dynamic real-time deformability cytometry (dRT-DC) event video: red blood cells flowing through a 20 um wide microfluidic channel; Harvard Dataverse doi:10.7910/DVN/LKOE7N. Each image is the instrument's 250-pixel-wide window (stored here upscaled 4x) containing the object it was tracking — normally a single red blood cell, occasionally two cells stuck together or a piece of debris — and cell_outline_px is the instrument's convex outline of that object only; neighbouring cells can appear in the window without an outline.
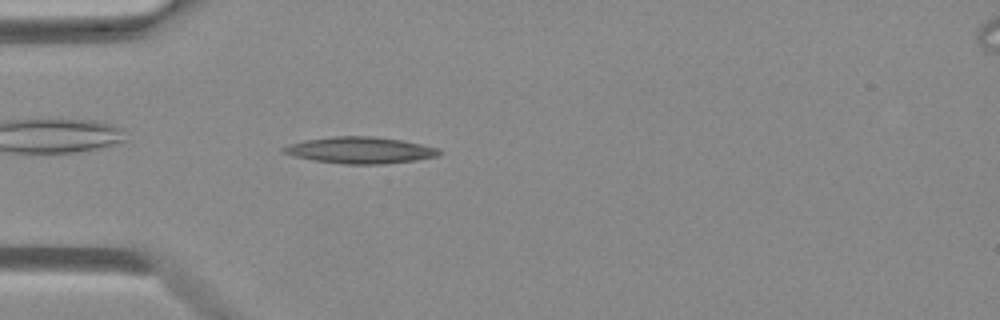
{"species": "Egyptian fruit bat (a non-hibernating species)", "species_latin": "Rousettus aegyptiacus", "temperature_condition": "warm", "stored_images_in_passage": 51, "camera_frame_rate_fps": 3000, "um_per_image_px": 0.085, "animal": {"sex": "female"}, "frame": {"image": 1, "passage_image": 15, "time_ms": 4.667, "image_size_px": [1000, 320], "cell_outline_px": [[444, 152], [436, 156], [416, 160], [384, 164], [344, 164], [312, 160], [292, 156], [284, 152], [280, 148], [304, 140], [332, 136], [372, 136], [400, 140], [440, 148]], "centroid_in_image_um": [30.62, 12.77], "position_along_channel_um": 54.4, "area_um2": 24.04}}
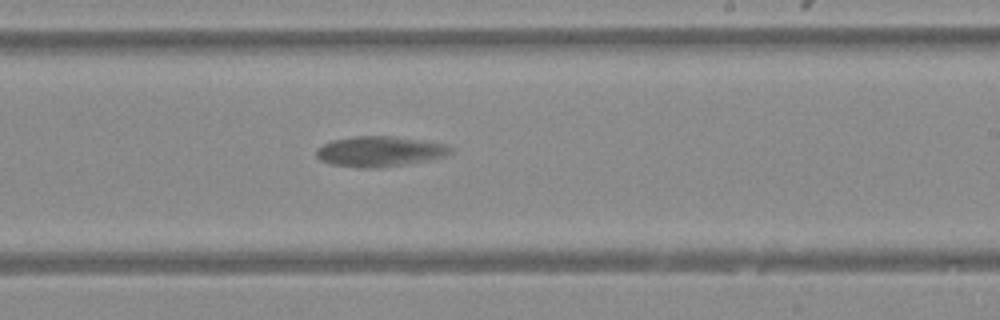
{"frame": {"image": 2, "passage_image": 31, "time_ms": 10.0, "image_size_px": [1000, 320], "cell_outline_px": [[452, 152], [444, 156], [428, 160], [380, 168], [360, 168], [332, 164], [320, 160], [316, 156], [316, 148], [332, 140], [352, 136], [392, 136], [420, 140], [444, 144], [452, 148]], "centroid_in_image_um": [32.23, 12.87], "position_along_channel_um": 256.8, "area_um2": 23.64}}
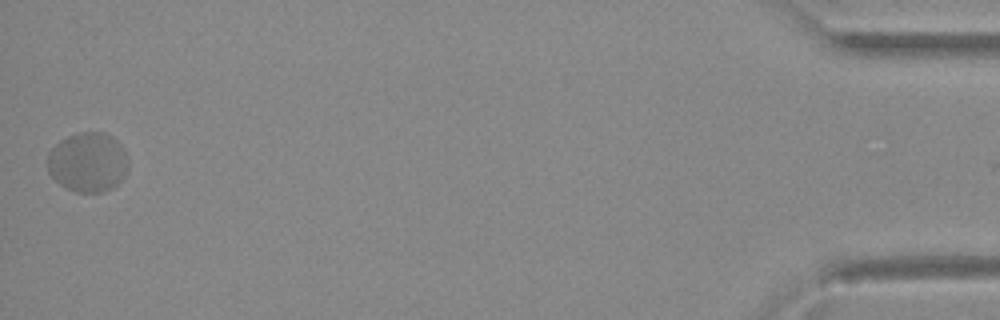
{"frame": {"image": 3, "passage_image": 51, "time_ms": 16.667, "image_size_px": [1000, 320], "cell_outline_px": [[128, 168], [124, 176], [112, 188], [104, 192], [76, 192], [60, 184], [48, 172], [48, 152], [60, 140], [68, 136], [80, 132], [104, 132], [112, 136], [124, 148], [128, 160]], "centroid_in_image_um": [7.48, 13.78], "position_along_channel_um": 427.7, "area_um2": 28.09}}